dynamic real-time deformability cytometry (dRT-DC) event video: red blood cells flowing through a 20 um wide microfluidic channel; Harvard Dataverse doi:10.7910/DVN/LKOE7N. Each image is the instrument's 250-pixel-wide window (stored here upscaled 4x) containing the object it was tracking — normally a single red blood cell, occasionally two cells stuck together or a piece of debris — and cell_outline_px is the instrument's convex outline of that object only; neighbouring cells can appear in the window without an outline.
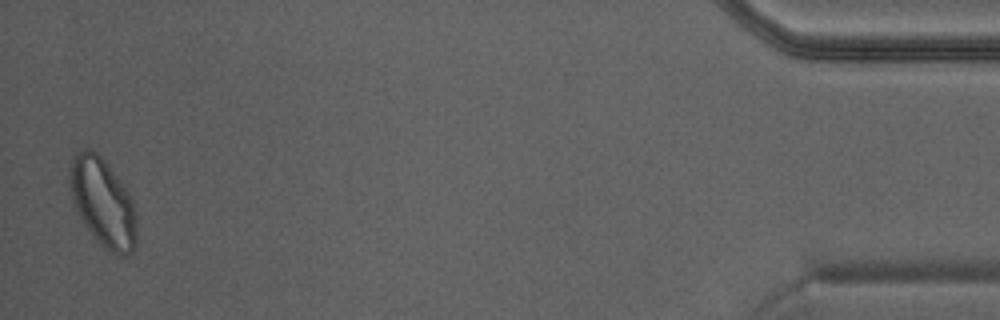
{"species": "Egyptian fruit bat (a non-hibernating species)", "species_latin": "Rousettus aegyptiacus", "temperature_condition": "warm", "stored_images_in_passage": 41, "camera_frame_rate_fps": 3000, "um_per_image_px": 0.085, "animal": {"sex": "male"}, "frame": {"image": 1, "passage_image": 41, "time_ms": 13.333, "image_size_px": [1000, 320], "cell_outline_px": [[136, 244], [132, 252], [128, 256], [120, 256], [104, 248], [100, 244], [84, 224], [76, 208], [72, 196], [68, 180], [68, 176], [72, 156], [84, 148], [88, 148], [96, 152], [104, 160], [124, 184], [132, 200], [136, 216]], "centroid_in_image_um": [8.75, 17.21], "position_along_channel_um": 426.5, "area_um2": 34.45}}